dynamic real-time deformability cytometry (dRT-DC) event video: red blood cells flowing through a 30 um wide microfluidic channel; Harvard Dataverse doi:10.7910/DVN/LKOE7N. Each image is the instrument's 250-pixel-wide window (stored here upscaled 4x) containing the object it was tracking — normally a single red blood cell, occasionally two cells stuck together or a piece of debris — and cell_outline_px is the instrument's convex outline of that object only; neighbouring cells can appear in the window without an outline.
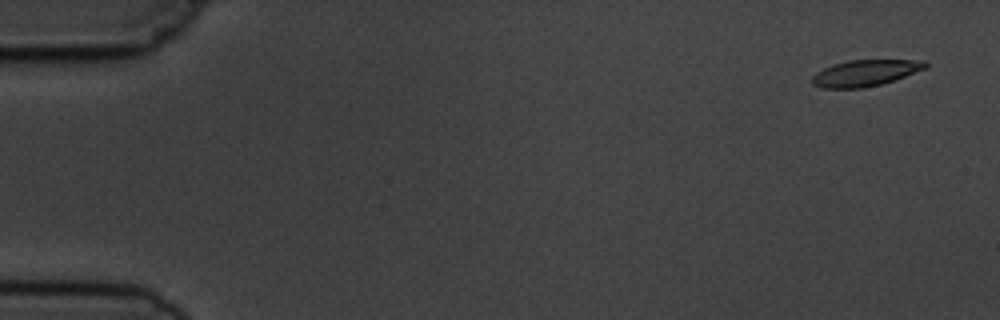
{"species": "common noctule bat (a hibernating species)", "species_latin": "Nyctalus noctula", "temperature_condition": "cold", "stored_images_in_passage": 6, "segment_of_instrument_passage": [1, 2], "camera_frame_rate_fps": 3000, "um_per_image_px": 0.085, "animal": {"sex": "male", "body_mass_g": 19.5, "forearm_length_mm": 54.6}, "frame": {"image": 1, "passage_image": 1, "time_ms": 0.0, "image_size_px": [1000, 320], "cell_outline_px": [[928, 68], [880, 84], [864, 88], [824, 88], [812, 84], [812, 76], [816, 72], [832, 64], [848, 60], [924, 60], [928, 64]], "centroid_in_image_um": [73.53, 6.2], "position_along_channel_um": 11.5, "area_um2": 17.28}}
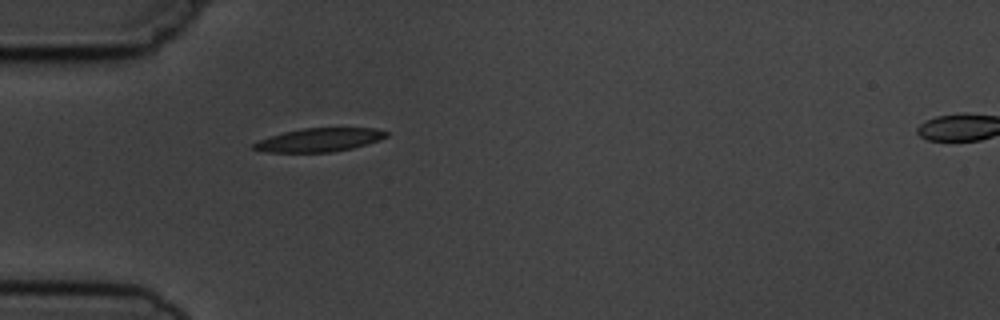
{"frame": {"image": 2, "passage_image": 5, "time_ms": 4.667, "image_size_px": [1000, 320], "cell_outline_px": [[388, 136], [380, 140], [352, 148], [332, 152], [268, 152], [252, 148], [252, 144], [260, 140], [284, 132], [304, 128], [376, 128], [388, 132]], "centroid_in_image_um": [27.18, 11.89], "position_along_channel_um": 57.8, "area_um2": 17.98}}